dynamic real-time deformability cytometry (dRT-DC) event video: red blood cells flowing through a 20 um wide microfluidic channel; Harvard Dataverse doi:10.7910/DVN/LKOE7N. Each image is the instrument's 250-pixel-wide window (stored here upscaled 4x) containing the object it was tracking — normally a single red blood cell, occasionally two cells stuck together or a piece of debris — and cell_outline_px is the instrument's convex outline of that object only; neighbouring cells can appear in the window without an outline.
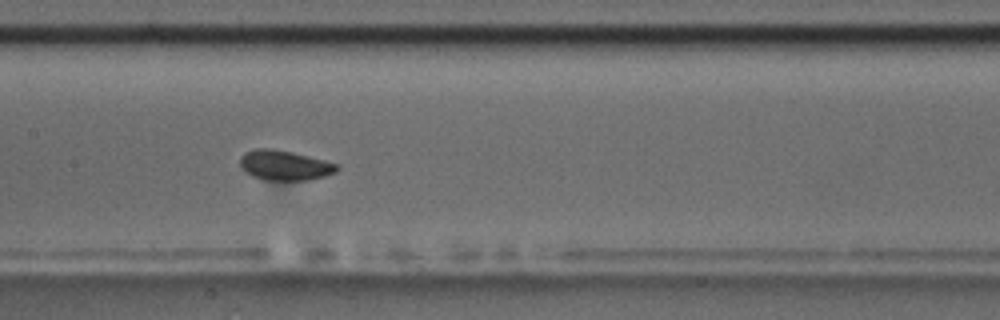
{"species": "common noctule bat (a hibernating species)", "species_latin": "Nyctalus noctula", "temperature_condition": "room temperature", "stored_images_in_passage": 14, "camera_frame_rate_fps": 3000, "um_per_image_px": 0.085, "animal": {"sex": "male", "body_mass_g": 17.5, "forearm_length_mm": 52.3}, "frame": {"image": 1, "passage_image": 7, "time_ms": 7.0, "image_size_px": [1000, 320], "cell_outline_px": [[340, 168], [336, 172], [324, 176], [308, 180], [264, 180], [252, 176], [244, 172], [240, 168], [240, 156], [244, 152], [252, 148], [272, 148], [292, 152], [324, 160], [336, 164]], "centroid_in_image_um": [24.13, 14.04], "position_along_channel_um": 183.3, "area_um2": 17.11}}
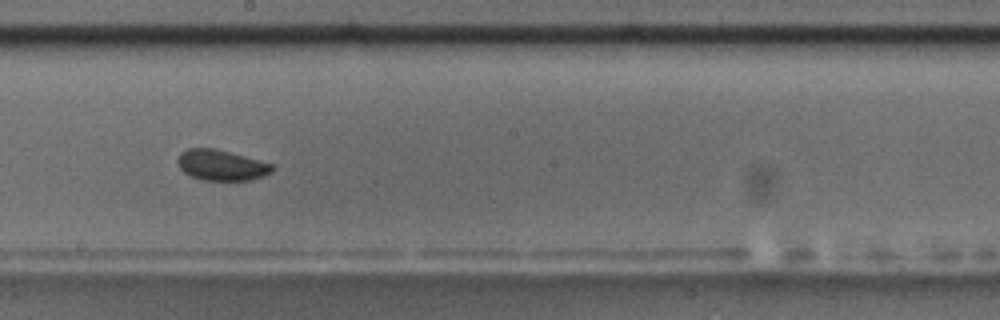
{"frame": {"image": 2, "passage_image": 8, "time_ms": 8.333, "image_size_px": [1000, 320], "cell_outline_px": [[276, 168], [272, 172], [264, 176], [248, 180], [200, 180], [184, 172], [180, 168], [176, 160], [180, 152], [188, 148], [216, 148], [276, 164]], "centroid_in_image_um": [18.85, 14.03], "position_along_channel_um": 229.3, "area_um2": 17.22}}